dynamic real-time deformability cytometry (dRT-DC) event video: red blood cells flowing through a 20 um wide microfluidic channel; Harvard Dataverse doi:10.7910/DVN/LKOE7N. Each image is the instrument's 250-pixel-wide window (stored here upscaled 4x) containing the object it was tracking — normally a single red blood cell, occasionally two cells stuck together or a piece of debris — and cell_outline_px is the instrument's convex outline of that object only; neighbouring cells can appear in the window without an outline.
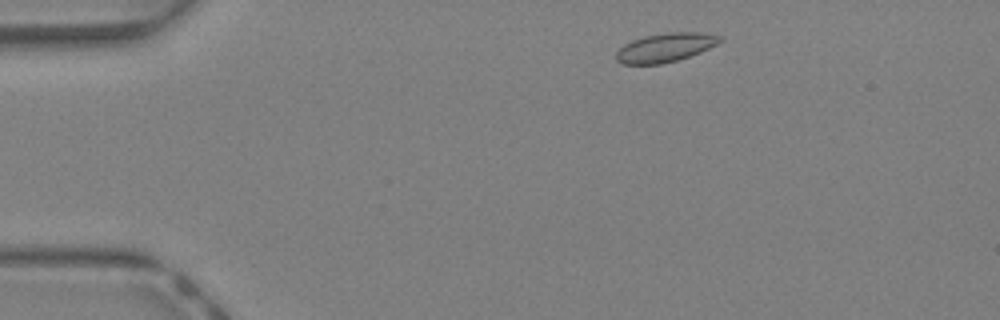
{"species": "Egyptian fruit bat (a non-hibernating species)", "species_latin": "Rousettus aegyptiacus", "temperature_condition": "warm", "stored_images_in_passage": 39, "camera_frame_rate_fps": 3000, "um_per_image_px": 0.085, "animal": {"sex": "female"}, "frame": {"image": 1, "passage_image": 4, "time_ms": 1.0, "image_size_px": [1000, 320], "cell_outline_px": [[724, 40], [700, 52], [676, 60], [660, 64], [624, 64], [616, 60], [616, 52], [624, 44], [632, 40], [644, 36], [668, 32], [704, 32], [720, 36]], "centroid_in_image_um": [56.55, 4.03], "position_along_channel_um": 28.5, "area_um2": 17.34}}
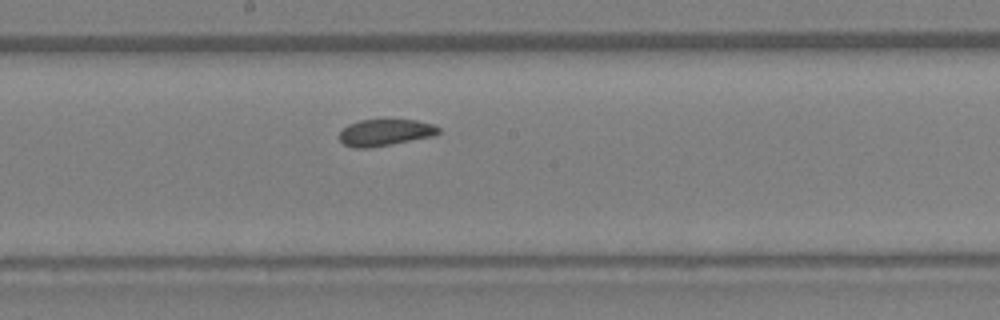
{"frame": {"image": 2, "passage_image": 20, "time_ms": 6.333, "image_size_px": [1000, 320], "cell_outline_px": [[440, 132], [432, 136], [392, 144], [368, 148], [352, 148], [344, 144], [340, 140], [340, 132], [348, 124], [360, 120], [380, 116], [416, 120], [432, 124], [440, 128]], "centroid_in_image_um": [32.72, 11.21], "position_along_channel_um": 215.5, "area_um2": 16.07}}
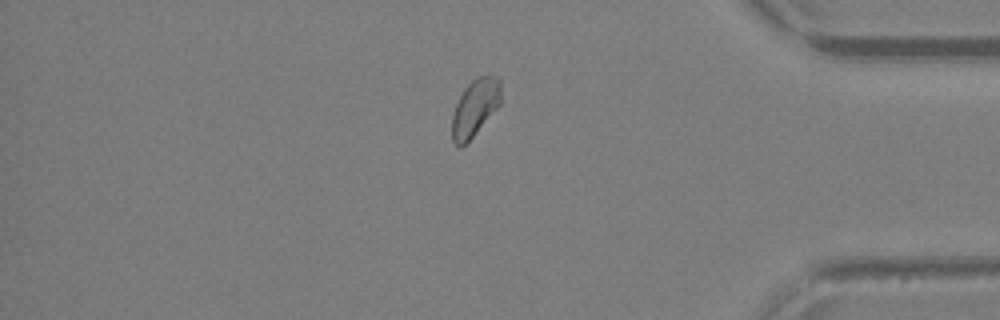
{"frame": {"image": 3, "passage_image": 33, "time_ms": 10.667, "image_size_px": [1000, 320], "cell_outline_px": [[500, 104], [472, 136], [460, 148], [452, 140], [452, 116], [456, 104], [464, 88], [476, 76], [496, 76], [500, 80]], "centroid_in_image_um": [40.36, 9.12], "position_along_channel_um": 394.8, "area_um2": 15.84}}